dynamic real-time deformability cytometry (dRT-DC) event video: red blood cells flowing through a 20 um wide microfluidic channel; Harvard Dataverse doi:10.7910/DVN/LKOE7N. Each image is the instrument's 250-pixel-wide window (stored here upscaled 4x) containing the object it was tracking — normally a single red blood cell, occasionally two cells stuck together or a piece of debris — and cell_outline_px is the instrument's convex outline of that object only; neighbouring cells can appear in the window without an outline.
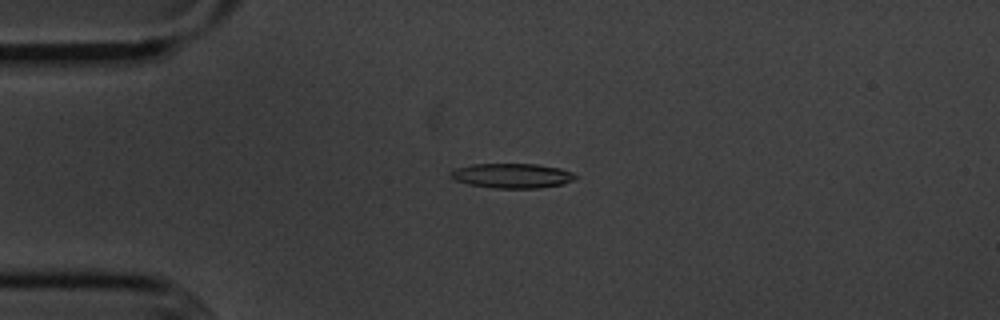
{"species": "common noctule bat (a hibernating species)", "species_latin": "Nyctalus noctula", "temperature_condition": "cold", "stored_images_in_passage": 54, "camera_frame_rate_fps": 3000, "um_per_image_px": 0.085, "animal": {"sex": "male", "body_mass_g": 20.1, "forearm_length_mm": 53.5}, "frame": {"image": 1, "passage_image": 12, "time_ms": 3.667, "image_size_px": [1000, 320], "cell_outline_px": [[576, 176], [572, 180], [564, 184], [540, 188], [492, 188], [468, 184], [456, 180], [448, 176], [448, 172], [456, 168], [472, 164], [536, 164], [560, 168], [572, 172]], "centroid_in_image_um": [43.49, 14.94], "position_along_channel_um": 41.5, "area_um2": 18.03}}
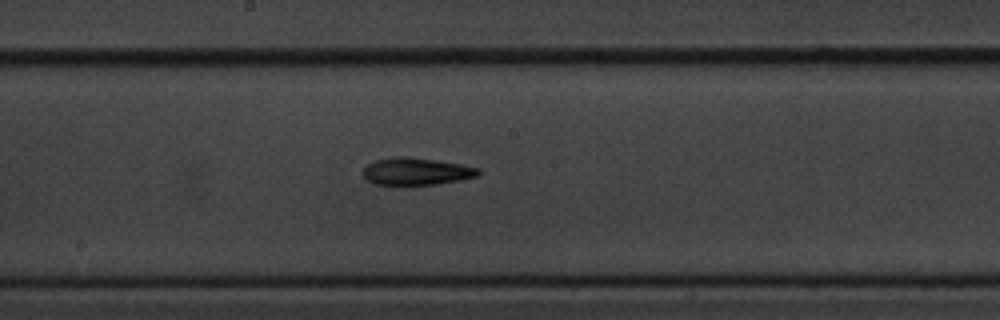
{"frame": {"image": 2, "passage_image": 28, "time_ms": 9.0, "image_size_px": [1000, 320], "cell_outline_px": [[480, 172], [476, 176], [460, 180], [436, 184], [376, 184], [368, 180], [360, 172], [368, 164], [376, 160], [396, 156], [408, 156], [460, 164], [480, 168]], "centroid_in_image_um": [35.37, 14.55], "position_along_channel_um": 212.8, "area_um2": 18.09}}
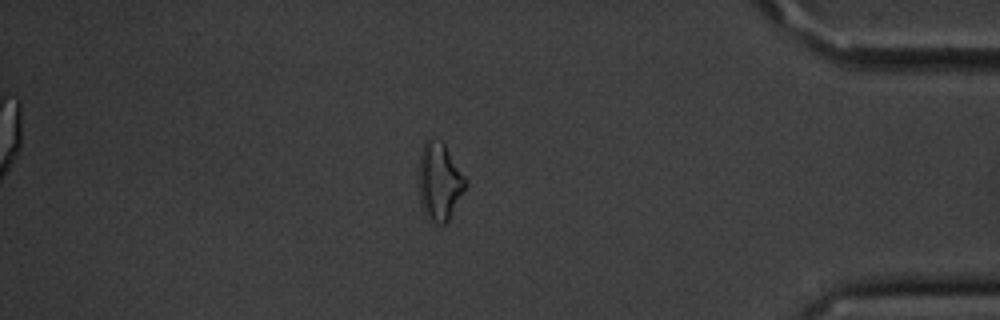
{"frame": {"image": 3, "passage_image": 46, "time_ms": 15.0, "image_size_px": [1000, 320], "cell_outline_px": [[468, 184], [448, 220], [444, 224], [436, 224], [428, 220], [424, 212], [420, 200], [420, 152], [424, 144], [428, 140], [440, 140], [444, 144], [468, 180]], "centroid_in_image_um": [37.38, 15.47], "position_along_channel_um": 397.8, "area_um2": 20.87}, "authors_computed_cell_mechanics": {"area_um2": 18.0625, "velocity_mm_per_s": 3.6383, "shape_relaxation_time_tau1_ms": 5.3079, "shape_relaxation_time_tau2_ms": null, "deformation_change_tau1": 0.1689, "deformation_change_tau2": null}}